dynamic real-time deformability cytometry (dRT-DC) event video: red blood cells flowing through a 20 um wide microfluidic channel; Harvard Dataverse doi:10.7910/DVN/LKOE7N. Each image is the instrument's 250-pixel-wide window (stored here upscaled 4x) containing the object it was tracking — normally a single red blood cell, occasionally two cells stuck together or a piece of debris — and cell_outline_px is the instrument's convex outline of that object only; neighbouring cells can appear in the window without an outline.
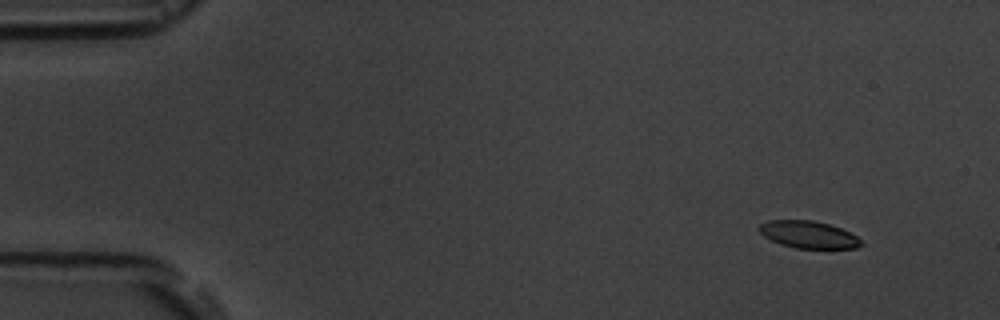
{"species": "common noctule bat (a hibernating species)", "species_latin": "Nyctalus noctula", "temperature_condition": "room temperature", "stored_images_in_passage": 3, "camera_frame_rate_fps": 3000, "um_per_image_px": 0.085, "animal": {"sex": "male", "body_mass_g": 19.5, "forearm_length_mm": 54.6}, "frame": {"image": 1, "passage_image": 3, "time_ms": 7.667, "image_size_px": [1000, 320], "cell_outline_px": [[864, 244], [856, 248], [796, 248], [780, 244], [764, 236], [756, 228], [760, 224], [768, 220], [812, 220], [828, 224], [840, 228], [856, 236]], "centroid_in_image_um": [68.69, 19.93], "position_along_channel_um": 16.3, "area_um2": 16.07}}